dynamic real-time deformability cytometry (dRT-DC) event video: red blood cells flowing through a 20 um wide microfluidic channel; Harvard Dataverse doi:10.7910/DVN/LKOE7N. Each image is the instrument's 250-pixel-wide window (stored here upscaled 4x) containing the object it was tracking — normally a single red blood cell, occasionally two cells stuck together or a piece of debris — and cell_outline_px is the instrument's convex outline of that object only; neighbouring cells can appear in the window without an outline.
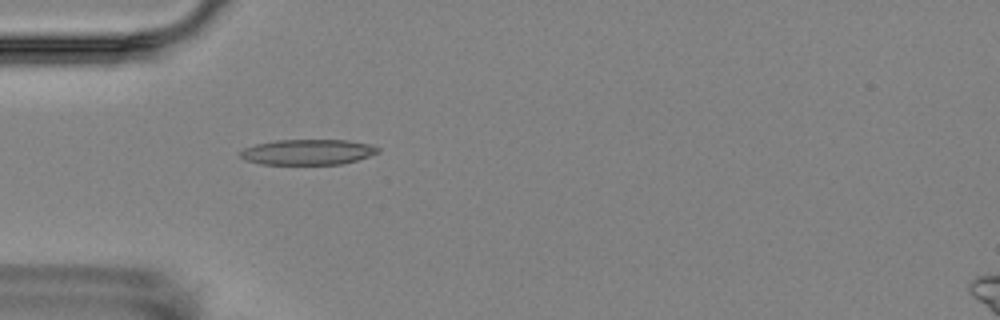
{"species": "Egyptian fruit bat (a non-hibernating species)", "species_latin": "Rousettus aegyptiacus", "temperature_condition": "room temperature", "stored_images_in_passage": 5, "camera_frame_rate_fps": 3000, "um_per_image_px": 0.085, "animal": {"sex": "female"}, "frame": {"image": 1, "passage_image": 5, "time_ms": 4.667, "image_size_px": [1000, 320], "cell_outline_px": [[380, 152], [356, 160], [340, 164], [260, 164], [244, 160], [240, 156], [240, 152], [244, 148], [256, 144], [276, 140], [348, 140], [372, 144], [380, 148]], "centroid_in_image_um": [26.17, 12.92], "position_along_channel_um": 58.8, "area_um2": 20.46}}